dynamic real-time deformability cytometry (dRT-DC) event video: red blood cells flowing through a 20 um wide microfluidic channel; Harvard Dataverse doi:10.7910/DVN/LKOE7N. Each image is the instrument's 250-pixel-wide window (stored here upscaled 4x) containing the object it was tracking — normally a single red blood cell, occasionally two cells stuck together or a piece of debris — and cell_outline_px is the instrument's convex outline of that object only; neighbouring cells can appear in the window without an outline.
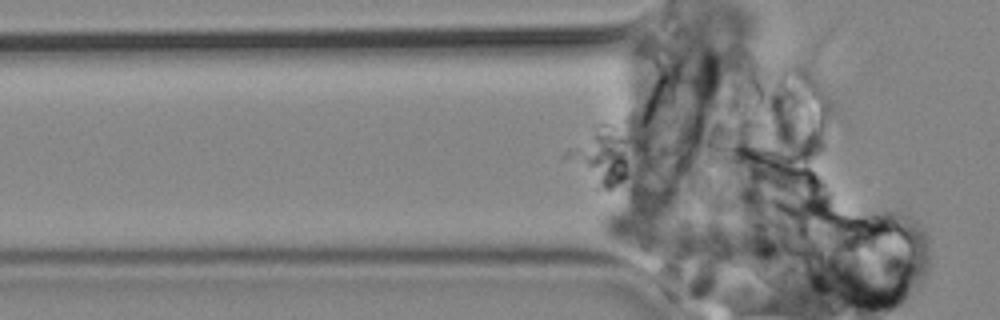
{"species": "common noctule bat (a hibernating species)", "species_latin": "Nyctalus noctula", "temperature_condition": "cold", "stored_images_in_passage": 58, "camera_frame_rate_fps": 3000, "um_per_image_px": 0.085, "animal": {"sex": "male", "body_mass_g": 19.2, "forearm_length_mm": 51.8}, "frame": {"image": 1, "passage_image": 2, "time_ms": 0.333, "image_size_px": [1000, 320], "cell_outline_px": [[696, 256], [692, 260], [660, 264], [612, 240], [604, 232], [600, 224], [600, 220], [608, 212], [624, 212], [688, 244], [696, 252]], "centroid_in_image_um": [54.87, 20.31], "position_along_channel_um": 70.9, "area_um2": 18.9}}
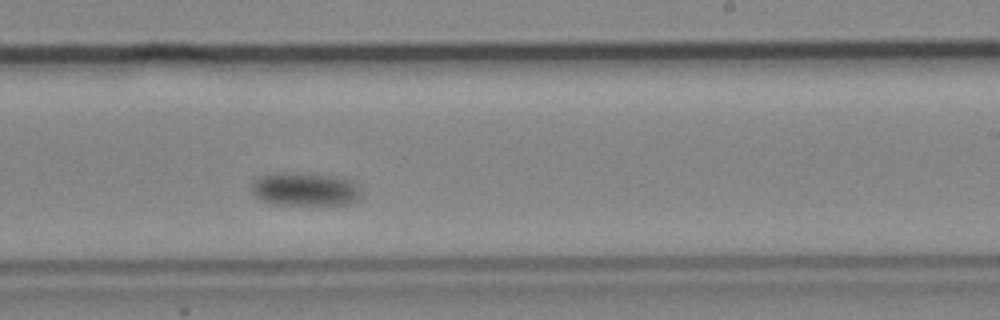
{"frame": {"image": 2, "passage_image": 27, "time_ms": 8.667, "image_size_px": [1000, 320], "cell_outline_px": [[360, 196], [356, 200], [348, 204], [272, 204], [260, 200], [252, 192], [252, 184], [260, 176], [272, 172], [284, 172], [340, 176], [352, 180], [360, 188]], "centroid_in_image_um": [25.92, 16.07], "position_along_channel_um": 263.1, "area_um2": 21.39}}
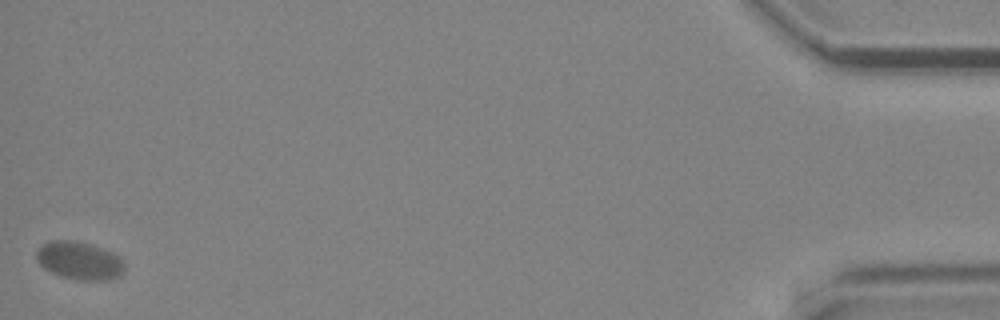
{"frame": {"image": 3, "passage_image": 58, "time_ms": 19.0, "image_size_px": [1000, 320], "cell_outline_px": [[124, 272], [120, 276], [108, 280], [76, 280], [60, 276], [44, 268], [36, 260], [36, 252], [44, 244], [52, 240], [72, 240], [92, 244], [112, 252], [120, 256], [124, 264]], "centroid_in_image_um": [6.78, 22.16], "position_along_channel_um": 428.4, "area_um2": 19.59}}